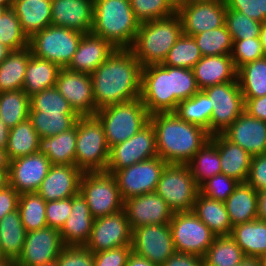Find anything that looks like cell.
I'll list each match as a JSON object with an SVG mask.
<instances>
[{"mask_svg":"<svg viewBox=\"0 0 266 266\" xmlns=\"http://www.w3.org/2000/svg\"><path fill=\"white\" fill-rule=\"evenodd\" d=\"M32 55L30 47L12 51L0 63V92L23 89L28 61Z\"/></svg>","mask_w":266,"mask_h":266,"instance_id":"cell-35","label":"cell"},{"mask_svg":"<svg viewBox=\"0 0 266 266\" xmlns=\"http://www.w3.org/2000/svg\"><path fill=\"white\" fill-rule=\"evenodd\" d=\"M149 122L155 130L157 154L167 164H187L211 137L174 112L151 114Z\"/></svg>","mask_w":266,"mask_h":266,"instance_id":"cell-2","label":"cell"},{"mask_svg":"<svg viewBox=\"0 0 266 266\" xmlns=\"http://www.w3.org/2000/svg\"><path fill=\"white\" fill-rule=\"evenodd\" d=\"M109 149L101 122L95 116L79 117L75 166L83 172L106 171Z\"/></svg>","mask_w":266,"mask_h":266,"instance_id":"cell-6","label":"cell"},{"mask_svg":"<svg viewBox=\"0 0 266 266\" xmlns=\"http://www.w3.org/2000/svg\"><path fill=\"white\" fill-rule=\"evenodd\" d=\"M9 130L3 120L0 117V147L1 148H6L7 143H8V137H9Z\"/></svg>","mask_w":266,"mask_h":266,"instance_id":"cell-64","label":"cell"},{"mask_svg":"<svg viewBox=\"0 0 266 266\" xmlns=\"http://www.w3.org/2000/svg\"><path fill=\"white\" fill-rule=\"evenodd\" d=\"M10 161L6 148L0 147V170H10Z\"/></svg>","mask_w":266,"mask_h":266,"instance_id":"cell-65","label":"cell"},{"mask_svg":"<svg viewBox=\"0 0 266 266\" xmlns=\"http://www.w3.org/2000/svg\"><path fill=\"white\" fill-rule=\"evenodd\" d=\"M131 249L134 253L162 266L175 248L169 224H150L132 230Z\"/></svg>","mask_w":266,"mask_h":266,"instance_id":"cell-15","label":"cell"},{"mask_svg":"<svg viewBox=\"0 0 266 266\" xmlns=\"http://www.w3.org/2000/svg\"><path fill=\"white\" fill-rule=\"evenodd\" d=\"M229 9L238 11L258 22L266 21V0H225Z\"/></svg>","mask_w":266,"mask_h":266,"instance_id":"cell-56","label":"cell"},{"mask_svg":"<svg viewBox=\"0 0 266 266\" xmlns=\"http://www.w3.org/2000/svg\"><path fill=\"white\" fill-rule=\"evenodd\" d=\"M0 42L12 51L29 46V38L22 30L20 21L12 8L4 9L0 14Z\"/></svg>","mask_w":266,"mask_h":266,"instance_id":"cell-47","label":"cell"},{"mask_svg":"<svg viewBox=\"0 0 266 266\" xmlns=\"http://www.w3.org/2000/svg\"><path fill=\"white\" fill-rule=\"evenodd\" d=\"M64 248L60 230L43 227L26 232L22 252L16 260L18 266H37L55 261Z\"/></svg>","mask_w":266,"mask_h":266,"instance_id":"cell-19","label":"cell"},{"mask_svg":"<svg viewBox=\"0 0 266 266\" xmlns=\"http://www.w3.org/2000/svg\"><path fill=\"white\" fill-rule=\"evenodd\" d=\"M202 58L199 47L192 36L182 34L162 63L166 66L192 69Z\"/></svg>","mask_w":266,"mask_h":266,"instance_id":"cell-46","label":"cell"},{"mask_svg":"<svg viewBox=\"0 0 266 266\" xmlns=\"http://www.w3.org/2000/svg\"><path fill=\"white\" fill-rule=\"evenodd\" d=\"M30 106V112L76 114L55 86L32 95L30 97Z\"/></svg>","mask_w":266,"mask_h":266,"instance_id":"cell-48","label":"cell"},{"mask_svg":"<svg viewBox=\"0 0 266 266\" xmlns=\"http://www.w3.org/2000/svg\"><path fill=\"white\" fill-rule=\"evenodd\" d=\"M261 266H266V254L258 258Z\"/></svg>","mask_w":266,"mask_h":266,"instance_id":"cell-73","label":"cell"},{"mask_svg":"<svg viewBox=\"0 0 266 266\" xmlns=\"http://www.w3.org/2000/svg\"><path fill=\"white\" fill-rule=\"evenodd\" d=\"M12 9L29 39L52 24L51 0H13Z\"/></svg>","mask_w":266,"mask_h":266,"instance_id":"cell-29","label":"cell"},{"mask_svg":"<svg viewBox=\"0 0 266 266\" xmlns=\"http://www.w3.org/2000/svg\"><path fill=\"white\" fill-rule=\"evenodd\" d=\"M190 1H195V0H183V5L187 2H190Z\"/></svg>","mask_w":266,"mask_h":266,"instance_id":"cell-76","label":"cell"},{"mask_svg":"<svg viewBox=\"0 0 266 266\" xmlns=\"http://www.w3.org/2000/svg\"><path fill=\"white\" fill-rule=\"evenodd\" d=\"M237 80L244 99L266 95V56L241 66Z\"/></svg>","mask_w":266,"mask_h":266,"instance_id":"cell-38","label":"cell"},{"mask_svg":"<svg viewBox=\"0 0 266 266\" xmlns=\"http://www.w3.org/2000/svg\"><path fill=\"white\" fill-rule=\"evenodd\" d=\"M30 97L23 89L0 92V117L8 128L29 118Z\"/></svg>","mask_w":266,"mask_h":266,"instance_id":"cell-42","label":"cell"},{"mask_svg":"<svg viewBox=\"0 0 266 266\" xmlns=\"http://www.w3.org/2000/svg\"><path fill=\"white\" fill-rule=\"evenodd\" d=\"M221 134L251 156L266 153V121L251 117L245 111Z\"/></svg>","mask_w":266,"mask_h":266,"instance_id":"cell-22","label":"cell"},{"mask_svg":"<svg viewBox=\"0 0 266 266\" xmlns=\"http://www.w3.org/2000/svg\"><path fill=\"white\" fill-rule=\"evenodd\" d=\"M244 111L256 119L266 121V95L257 98L244 99Z\"/></svg>","mask_w":266,"mask_h":266,"instance_id":"cell-61","label":"cell"},{"mask_svg":"<svg viewBox=\"0 0 266 266\" xmlns=\"http://www.w3.org/2000/svg\"><path fill=\"white\" fill-rule=\"evenodd\" d=\"M140 98L150 115L174 112L172 66L153 64L143 67Z\"/></svg>","mask_w":266,"mask_h":266,"instance_id":"cell-12","label":"cell"},{"mask_svg":"<svg viewBox=\"0 0 266 266\" xmlns=\"http://www.w3.org/2000/svg\"><path fill=\"white\" fill-rule=\"evenodd\" d=\"M213 106L210 99L199 90L192 97L178 103L174 113L182 120L198 125L210 134V118Z\"/></svg>","mask_w":266,"mask_h":266,"instance_id":"cell-39","label":"cell"},{"mask_svg":"<svg viewBox=\"0 0 266 266\" xmlns=\"http://www.w3.org/2000/svg\"><path fill=\"white\" fill-rule=\"evenodd\" d=\"M224 203L232 226L257 219V191L247 182L239 183Z\"/></svg>","mask_w":266,"mask_h":266,"instance_id":"cell-31","label":"cell"},{"mask_svg":"<svg viewBox=\"0 0 266 266\" xmlns=\"http://www.w3.org/2000/svg\"><path fill=\"white\" fill-rule=\"evenodd\" d=\"M19 193L12 186L0 191V220L8 213L18 209Z\"/></svg>","mask_w":266,"mask_h":266,"instance_id":"cell-59","label":"cell"},{"mask_svg":"<svg viewBox=\"0 0 266 266\" xmlns=\"http://www.w3.org/2000/svg\"><path fill=\"white\" fill-rule=\"evenodd\" d=\"M13 0H0V6L4 9L12 8Z\"/></svg>","mask_w":266,"mask_h":266,"instance_id":"cell-71","label":"cell"},{"mask_svg":"<svg viewBox=\"0 0 266 266\" xmlns=\"http://www.w3.org/2000/svg\"><path fill=\"white\" fill-rule=\"evenodd\" d=\"M166 164L157 156L116 171L113 175L116 178L122 200L155 192Z\"/></svg>","mask_w":266,"mask_h":266,"instance_id":"cell-13","label":"cell"},{"mask_svg":"<svg viewBox=\"0 0 266 266\" xmlns=\"http://www.w3.org/2000/svg\"><path fill=\"white\" fill-rule=\"evenodd\" d=\"M56 262L58 266H94V256L85 246H64Z\"/></svg>","mask_w":266,"mask_h":266,"instance_id":"cell-54","label":"cell"},{"mask_svg":"<svg viewBox=\"0 0 266 266\" xmlns=\"http://www.w3.org/2000/svg\"><path fill=\"white\" fill-rule=\"evenodd\" d=\"M168 2L177 10L183 5V0H168Z\"/></svg>","mask_w":266,"mask_h":266,"instance_id":"cell-72","label":"cell"},{"mask_svg":"<svg viewBox=\"0 0 266 266\" xmlns=\"http://www.w3.org/2000/svg\"><path fill=\"white\" fill-rule=\"evenodd\" d=\"M4 11V8L0 6V14Z\"/></svg>","mask_w":266,"mask_h":266,"instance_id":"cell-77","label":"cell"},{"mask_svg":"<svg viewBox=\"0 0 266 266\" xmlns=\"http://www.w3.org/2000/svg\"><path fill=\"white\" fill-rule=\"evenodd\" d=\"M187 165L196 184L200 187L210 177L221 173L217 146L211 140H208Z\"/></svg>","mask_w":266,"mask_h":266,"instance_id":"cell-40","label":"cell"},{"mask_svg":"<svg viewBox=\"0 0 266 266\" xmlns=\"http://www.w3.org/2000/svg\"><path fill=\"white\" fill-rule=\"evenodd\" d=\"M139 26L130 0H94L91 33L102 37L115 48H131Z\"/></svg>","mask_w":266,"mask_h":266,"instance_id":"cell-3","label":"cell"},{"mask_svg":"<svg viewBox=\"0 0 266 266\" xmlns=\"http://www.w3.org/2000/svg\"><path fill=\"white\" fill-rule=\"evenodd\" d=\"M257 220L266 221V188L257 191Z\"/></svg>","mask_w":266,"mask_h":266,"instance_id":"cell-62","label":"cell"},{"mask_svg":"<svg viewBox=\"0 0 266 266\" xmlns=\"http://www.w3.org/2000/svg\"><path fill=\"white\" fill-rule=\"evenodd\" d=\"M125 266H158V265L153 264L146 258L139 256L132 251L126 261Z\"/></svg>","mask_w":266,"mask_h":266,"instance_id":"cell-63","label":"cell"},{"mask_svg":"<svg viewBox=\"0 0 266 266\" xmlns=\"http://www.w3.org/2000/svg\"><path fill=\"white\" fill-rule=\"evenodd\" d=\"M204 258L186 253L175 252L162 266H203Z\"/></svg>","mask_w":266,"mask_h":266,"instance_id":"cell-60","label":"cell"},{"mask_svg":"<svg viewBox=\"0 0 266 266\" xmlns=\"http://www.w3.org/2000/svg\"><path fill=\"white\" fill-rule=\"evenodd\" d=\"M102 124L109 148L131 138L149 123L141 98L106 106L94 115Z\"/></svg>","mask_w":266,"mask_h":266,"instance_id":"cell-5","label":"cell"},{"mask_svg":"<svg viewBox=\"0 0 266 266\" xmlns=\"http://www.w3.org/2000/svg\"><path fill=\"white\" fill-rule=\"evenodd\" d=\"M230 237L246 258H259L266 254V221L256 219L233 226Z\"/></svg>","mask_w":266,"mask_h":266,"instance_id":"cell-33","label":"cell"},{"mask_svg":"<svg viewBox=\"0 0 266 266\" xmlns=\"http://www.w3.org/2000/svg\"><path fill=\"white\" fill-rule=\"evenodd\" d=\"M51 165L50 160L39 152L11 160L9 185L19 194L36 192Z\"/></svg>","mask_w":266,"mask_h":266,"instance_id":"cell-21","label":"cell"},{"mask_svg":"<svg viewBox=\"0 0 266 266\" xmlns=\"http://www.w3.org/2000/svg\"><path fill=\"white\" fill-rule=\"evenodd\" d=\"M225 0H195L176 10L182 23L183 34L194 36L225 25Z\"/></svg>","mask_w":266,"mask_h":266,"instance_id":"cell-16","label":"cell"},{"mask_svg":"<svg viewBox=\"0 0 266 266\" xmlns=\"http://www.w3.org/2000/svg\"><path fill=\"white\" fill-rule=\"evenodd\" d=\"M155 192L176 213L192 211L200 189L187 164H166Z\"/></svg>","mask_w":266,"mask_h":266,"instance_id":"cell-8","label":"cell"},{"mask_svg":"<svg viewBox=\"0 0 266 266\" xmlns=\"http://www.w3.org/2000/svg\"><path fill=\"white\" fill-rule=\"evenodd\" d=\"M7 258L4 256L2 248H1V244H0V261L6 260Z\"/></svg>","mask_w":266,"mask_h":266,"instance_id":"cell-75","label":"cell"},{"mask_svg":"<svg viewBox=\"0 0 266 266\" xmlns=\"http://www.w3.org/2000/svg\"><path fill=\"white\" fill-rule=\"evenodd\" d=\"M18 210L26 232L47 226L46 201L37 192L20 194Z\"/></svg>","mask_w":266,"mask_h":266,"instance_id":"cell-43","label":"cell"},{"mask_svg":"<svg viewBox=\"0 0 266 266\" xmlns=\"http://www.w3.org/2000/svg\"><path fill=\"white\" fill-rule=\"evenodd\" d=\"M77 122L69 130L50 137H40L38 152L53 165H75Z\"/></svg>","mask_w":266,"mask_h":266,"instance_id":"cell-30","label":"cell"},{"mask_svg":"<svg viewBox=\"0 0 266 266\" xmlns=\"http://www.w3.org/2000/svg\"><path fill=\"white\" fill-rule=\"evenodd\" d=\"M0 266H18L16 260L6 259L0 261Z\"/></svg>","mask_w":266,"mask_h":266,"instance_id":"cell-70","label":"cell"},{"mask_svg":"<svg viewBox=\"0 0 266 266\" xmlns=\"http://www.w3.org/2000/svg\"><path fill=\"white\" fill-rule=\"evenodd\" d=\"M12 52V50L0 42V63L4 61Z\"/></svg>","mask_w":266,"mask_h":266,"instance_id":"cell-67","label":"cell"},{"mask_svg":"<svg viewBox=\"0 0 266 266\" xmlns=\"http://www.w3.org/2000/svg\"><path fill=\"white\" fill-rule=\"evenodd\" d=\"M142 68L130 48H116L91 74L97 110L139 98Z\"/></svg>","mask_w":266,"mask_h":266,"instance_id":"cell-1","label":"cell"},{"mask_svg":"<svg viewBox=\"0 0 266 266\" xmlns=\"http://www.w3.org/2000/svg\"><path fill=\"white\" fill-rule=\"evenodd\" d=\"M239 266H261L258 258H246Z\"/></svg>","mask_w":266,"mask_h":266,"instance_id":"cell-69","label":"cell"},{"mask_svg":"<svg viewBox=\"0 0 266 266\" xmlns=\"http://www.w3.org/2000/svg\"><path fill=\"white\" fill-rule=\"evenodd\" d=\"M266 56L260 38L233 40L231 58L236 70L241 66Z\"/></svg>","mask_w":266,"mask_h":266,"instance_id":"cell-52","label":"cell"},{"mask_svg":"<svg viewBox=\"0 0 266 266\" xmlns=\"http://www.w3.org/2000/svg\"><path fill=\"white\" fill-rule=\"evenodd\" d=\"M239 184L235 179L220 173L210 177L200 187V193L208 198L225 202Z\"/></svg>","mask_w":266,"mask_h":266,"instance_id":"cell-53","label":"cell"},{"mask_svg":"<svg viewBox=\"0 0 266 266\" xmlns=\"http://www.w3.org/2000/svg\"><path fill=\"white\" fill-rule=\"evenodd\" d=\"M94 219L82 195L78 193L73 196L71 213L60 230L64 246H85L89 241Z\"/></svg>","mask_w":266,"mask_h":266,"instance_id":"cell-26","label":"cell"},{"mask_svg":"<svg viewBox=\"0 0 266 266\" xmlns=\"http://www.w3.org/2000/svg\"><path fill=\"white\" fill-rule=\"evenodd\" d=\"M182 34V23L177 13L163 19L140 23L130 49L142 67L162 64Z\"/></svg>","mask_w":266,"mask_h":266,"instance_id":"cell-4","label":"cell"},{"mask_svg":"<svg viewBox=\"0 0 266 266\" xmlns=\"http://www.w3.org/2000/svg\"><path fill=\"white\" fill-rule=\"evenodd\" d=\"M192 70L200 90L213 85L238 81L231 54L202 56Z\"/></svg>","mask_w":266,"mask_h":266,"instance_id":"cell-27","label":"cell"},{"mask_svg":"<svg viewBox=\"0 0 266 266\" xmlns=\"http://www.w3.org/2000/svg\"><path fill=\"white\" fill-rule=\"evenodd\" d=\"M55 87L79 117L96 114L91 74L62 68Z\"/></svg>","mask_w":266,"mask_h":266,"instance_id":"cell-18","label":"cell"},{"mask_svg":"<svg viewBox=\"0 0 266 266\" xmlns=\"http://www.w3.org/2000/svg\"><path fill=\"white\" fill-rule=\"evenodd\" d=\"M72 208V197L61 200H53L46 202V222L47 226L61 230L69 217Z\"/></svg>","mask_w":266,"mask_h":266,"instance_id":"cell-55","label":"cell"},{"mask_svg":"<svg viewBox=\"0 0 266 266\" xmlns=\"http://www.w3.org/2000/svg\"><path fill=\"white\" fill-rule=\"evenodd\" d=\"M202 56L231 54L233 40L226 25L192 36Z\"/></svg>","mask_w":266,"mask_h":266,"instance_id":"cell-45","label":"cell"},{"mask_svg":"<svg viewBox=\"0 0 266 266\" xmlns=\"http://www.w3.org/2000/svg\"><path fill=\"white\" fill-rule=\"evenodd\" d=\"M83 33L50 25L29 39V47L35 57L51 61L66 68L77 51Z\"/></svg>","mask_w":266,"mask_h":266,"instance_id":"cell-7","label":"cell"},{"mask_svg":"<svg viewBox=\"0 0 266 266\" xmlns=\"http://www.w3.org/2000/svg\"><path fill=\"white\" fill-rule=\"evenodd\" d=\"M61 69L51 61L31 55L26 67L23 90L31 97L46 88L55 86Z\"/></svg>","mask_w":266,"mask_h":266,"instance_id":"cell-34","label":"cell"},{"mask_svg":"<svg viewBox=\"0 0 266 266\" xmlns=\"http://www.w3.org/2000/svg\"><path fill=\"white\" fill-rule=\"evenodd\" d=\"M78 118L77 114L29 113V119L39 137H50L65 132L76 124Z\"/></svg>","mask_w":266,"mask_h":266,"instance_id":"cell-44","label":"cell"},{"mask_svg":"<svg viewBox=\"0 0 266 266\" xmlns=\"http://www.w3.org/2000/svg\"><path fill=\"white\" fill-rule=\"evenodd\" d=\"M131 252V246H123L93 253L94 266H125Z\"/></svg>","mask_w":266,"mask_h":266,"instance_id":"cell-57","label":"cell"},{"mask_svg":"<svg viewBox=\"0 0 266 266\" xmlns=\"http://www.w3.org/2000/svg\"><path fill=\"white\" fill-rule=\"evenodd\" d=\"M123 210L132 230L150 224H169L174 213L156 192L124 200Z\"/></svg>","mask_w":266,"mask_h":266,"instance_id":"cell-20","label":"cell"},{"mask_svg":"<svg viewBox=\"0 0 266 266\" xmlns=\"http://www.w3.org/2000/svg\"><path fill=\"white\" fill-rule=\"evenodd\" d=\"M259 38L262 44L263 51L266 54V21L262 23Z\"/></svg>","mask_w":266,"mask_h":266,"instance_id":"cell-68","label":"cell"},{"mask_svg":"<svg viewBox=\"0 0 266 266\" xmlns=\"http://www.w3.org/2000/svg\"><path fill=\"white\" fill-rule=\"evenodd\" d=\"M79 193L86 200L94 218L123 210L124 201L113 174L106 171L84 172Z\"/></svg>","mask_w":266,"mask_h":266,"instance_id":"cell-9","label":"cell"},{"mask_svg":"<svg viewBox=\"0 0 266 266\" xmlns=\"http://www.w3.org/2000/svg\"><path fill=\"white\" fill-rule=\"evenodd\" d=\"M246 182L256 191L266 188V153L252 156L250 171Z\"/></svg>","mask_w":266,"mask_h":266,"instance_id":"cell-58","label":"cell"},{"mask_svg":"<svg viewBox=\"0 0 266 266\" xmlns=\"http://www.w3.org/2000/svg\"><path fill=\"white\" fill-rule=\"evenodd\" d=\"M39 135L29 118L10 128L6 151L10 160L38 152Z\"/></svg>","mask_w":266,"mask_h":266,"instance_id":"cell-37","label":"cell"},{"mask_svg":"<svg viewBox=\"0 0 266 266\" xmlns=\"http://www.w3.org/2000/svg\"><path fill=\"white\" fill-rule=\"evenodd\" d=\"M225 25L231 34L232 40H243L259 38L262 23L238 11L227 8Z\"/></svg>","mask_w":266,"mask_h":266,"instance_id":"cell-49","label":"cell"},{"mask_svg":"<svg viewBox=\"0 0 266 266\" xmlns=\"http://www.w3.org/2000/svg\"><path fill=\"white\" fill-rule=\"evenodd\" d=\"M9 186V170H0V191Z\"/></svg>","mask_w":266,"mask_h":266,"instance_id":"cell-66","label":"cell"},{"mask_svg":"<svg viewBox=\"0 0 266 266\" xmlns=\"http://www.w3.org/2000/svg\"><path fill=\"white\" fill-rule=\"evenodd\" d=\"M203 258L206 266H239L246 259L230 236H216Z\"/></svg>","mask_w":266,"mask_h":266,"instance_id":"cell-41","label":"cell"},{"mask_svg":"<svg viewBox=\"0 0 266 266\" xmlns=\"http://www.w3.org/2000/svg\"><path fill=\"white\" fill-rule=\"evenodd\" d=\"M132 228L124 210L94 219L91 235L85 247L92 253L131 246Z\"/></svg>","mask_w":266,"mask_h":266,"instance_id":"cell-17","label":"cell"},{"mask_svg":"<svg viewBox=\"0 0 266 266\" xmlns=\"http://www.w3.org/2000/svg\"><path fill=\"white\" fill-rule=\"evenodd\" d=\"M83 171L75 165H51L36 191L46 202L71 198L79 193Z\"/></svg>","mask_w":266,"mask_h":266,"instance_id":"cell-24","label":"cell"},{"mask_svg":"<svg viewBox=\"0 0 266 266\" xmlns=\"http://www.w3.org/2000/svg\"><path fill=\"white\" fill-rule=\"evenodd\" d=\"M157 156L155 130L149 122L131 138L109 149L106 172L114 174L120 169Z\"/></svg>","mask_w":266,"mask_h":266,"instance_id":"cell-14","label":"cell"},{"mask_svg":"<svg viewBox=\"0 0 266 266\" xmlns=\"http://www.w3.org/2000/svg\"><path fill=\"white\" fill-rule=\"evenodd\" d=\"M37 266H58L56 260L55 261H52V262H49V263H44V264H41V265H37Z\"/></svg>","mask_w":266,"mask_h":266,"instance_id":"cell-74","label":"cell"},{"mask_svg":"<svg viewBox=\"0 0 266 266\" xmlns=\"http://www.w3.org/2000/svg\"><path fill=\"white\" fill-rule=\"evenodd\" d=\"M136 19L140 23L163 19L176 13L168 0H130Z\"/></svg>","mask_w":266,"mask_h":266,"instance_id":"cell-50","label":"cell"},{"mask_svg":"<svg viewBox=\"0 0 266 266\" xmlns=\"http://www.w3.org/2000/svg\"><path fill=\"white\" fill-rule=\"evenodd\" d=\"M172 84L174 92V111L179 102L192 97L200 90L197 86L192 69L172 67Z\"/></svg>","mask_w":266,"mask_h":266,"instance_id":"cell-51","label":"cell"},{"mask_svg":"<svg viewBox=\"0 0 266 266\" xmlns=\"http://www.w3.org/2000/svg\"><path fill=\"white\" fill-rule=\"evenodd\" d=\"M176 252L204 257L216 235L193 211L173 213L169 223Z\"/></svg>","mask_w":266,"mask_h":266,"instance_id":"cell-10","label":"cell"},{"mask_svg":"<svg viewBox=\"0 0 266 266\" xmlns=\"http://www.w3.org/2000/svg\"><path fill=\"white\" fill-rule=\"evenodd\" d=\"M210 140L219 150L221 173L244 183L248 179L252 156L239 145L227 140L222 134H215Z\"/></svg>","mask_w":266,"mask_h":266,"instance_id":"cell-28","label":"cell"},{"mask_svg":"<svg viewBox=\"0 0 266 266\" xmlns=\"http://www.w3.org/2000/svg\"><path fill=\"white\" fill-rule=\"evenodd\" d=\"M116 48L102 37L92 33L83 34L77 51L66 67L69 70L92 74Z\"/></svg>","mask_w":266,"mask_h":266,"instance_id":"cell-25","label":"cell"},{"mask_svg":"<svg viewBox=\"0 0 266 266\" xmlns=\"http://www.w3.org/2000/svg\"><path fill=\"white\" fill-rule=\"evenodd\" d=\"M26 236L19 210L6 214L0 220V244L7 259L17 260L20 256Z\"/></svg>","mask_w":266,"mask_h":266,"instance_id":"cell-36","label":"cell"},{"mask_svg":"<svg viewBox=\"0 0 266 266\" xmlns=\"http://www.w3.org/2000/svg\"><path fill=\"white\" fill-rule=\"evenodd\" d=\"M202 91L213 106L210 135L221 134L244 112L245 101L239 83L226 82L206 87Z\"/></svg>","mask_w":266,"mask_h":266,"instance_id":"cell-11","label":"cell"},{"mask_svg":"<svg viewBox=\"0 0 266 266\" xmlns=\"http://www.w3.org/2000/svg\"><path fill=\"white\" fill-rule=\"evenodd\" d=\"M94 0H51L52 25L91 33Z\"/></svg>","mask_w":266,"mask_h":266,"instance_id":"cell-23","label":"cell"},{"mask_svg":"<svg viewBox=\"0 0 266 266\" xmlns=\"http://www.w3.org/2000/svg\"><path fill=\"white\" fill-rule=\"evenodd\" d=\"M192 211L216 236H230L233 226L224 202L199 192Z\"/></svg>","mask_w":266,"mask_h":266,"instance_id":"cell-32","label":"cell"}]
</instances>
